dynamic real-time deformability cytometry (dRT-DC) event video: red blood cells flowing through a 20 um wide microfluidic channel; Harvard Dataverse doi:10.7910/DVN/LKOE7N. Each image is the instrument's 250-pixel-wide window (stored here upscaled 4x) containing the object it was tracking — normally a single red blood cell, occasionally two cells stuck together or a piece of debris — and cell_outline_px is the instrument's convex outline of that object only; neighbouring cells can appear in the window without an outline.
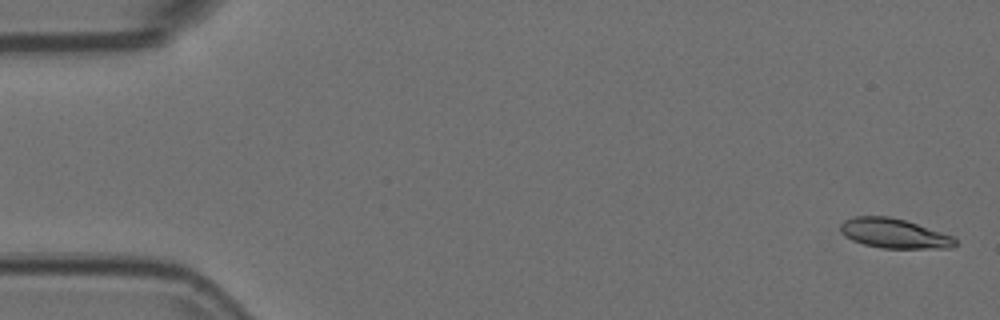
{"species": "Egyptian fruit bat (a non-hibernating species)", "species_latin": "Rousettus aegyptiacus", "temperature_condition": "room temperature", "stored_images_in_passage": 5, "camera_frame_rate_fps": 3000, "um_per_image_px": 0.085, "animal": {"sex": "female"}, "frame": {"image": 1, "passage_image": 1, "time_ms": 0.0, "image_size_px": [1000, 320], "cell_outline_px": [[956, 244], [952, 248], [880, 248], [864, 244], [852, 240], [844, 236], [840, 232], [840, 224], [844, 220], [856, 216], [888, 216], [904, 220], [952, 236], [956, 240]], "centroid_in_image_um": [75.95, 19.84], "position_along_channel_um": 9.1, "area_um2": 19.65}}
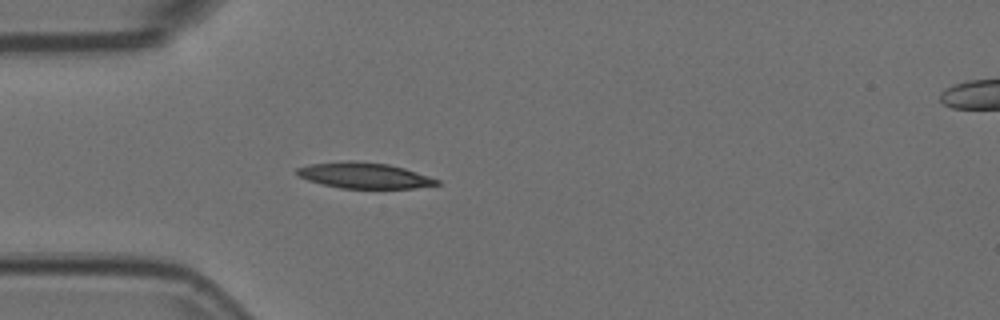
{"frame": {"image": 2, "passage_image": 5, "time_ms": 1.333, "image_size_px": [1000, 320], "cell_outline_px": [[440, 184], [416, 188], [340, 188], [308, 180], [300, 176], [296, 172], [296, 168], [308, 164], [348, 160], [356, 160], [388, 164], [404, 168], [440, 180]], "centroid_in_image_um": [30.96, 14.9], "position_along_channel_um": 54.0, "area_um2": 20.98}}